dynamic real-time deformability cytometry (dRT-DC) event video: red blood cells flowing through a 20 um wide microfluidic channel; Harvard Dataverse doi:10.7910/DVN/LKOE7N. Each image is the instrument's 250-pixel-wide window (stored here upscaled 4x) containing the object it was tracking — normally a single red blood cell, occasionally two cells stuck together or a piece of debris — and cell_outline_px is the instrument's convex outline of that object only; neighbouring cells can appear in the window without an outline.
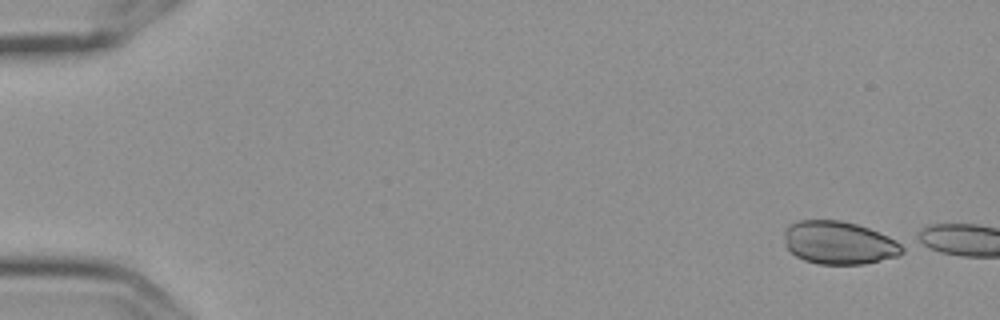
{"species": "Egyptian fruit bat (a non-hibernating species)", "species_latin": "Rousettus aegyptiacus", "temperature_condition": "cold", "stored_images_in_passage": 6, "camera_frame_rate_fps": 3000, "um_per_image_px": 0.085, "frame": {"image": 1, "passage_image": 1, "time_ms": 0.0, "image_size_px": [1000, 320], "cell_outline_px": [[904, 252], [900, 256], [864, 264], [816, 264], [804, 260], [796, 256], [788, 248], [784, 236], [784, 228], [788, 224], [796, 220], [840, 220], [856, 224], [868, 228], [888, 236], [900, 244], [904, 248]], "centroid_in_image_um": [71.3, 20.63], "position_along_channel_um": 13.7, "area_um2": 29.71}}